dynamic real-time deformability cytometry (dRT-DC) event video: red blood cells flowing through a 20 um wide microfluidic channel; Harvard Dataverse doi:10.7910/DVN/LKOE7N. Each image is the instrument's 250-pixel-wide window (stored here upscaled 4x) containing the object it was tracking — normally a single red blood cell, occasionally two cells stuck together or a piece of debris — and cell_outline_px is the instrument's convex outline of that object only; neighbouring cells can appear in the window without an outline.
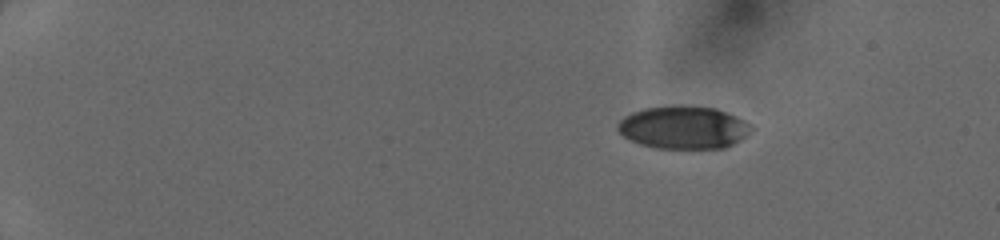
{"species": "human", "species_latin": "Homo sapiens", "temperature_condition": "cold", "stored_images_in_passage": 50, "camera_frame_rate_fps": 3000, "um_per_image_px": 0.085, "donor": {"sex": "female"}, "frame": {"image": 1, "passage_image": 9, "time_ms": 2.667, "image_size_px": [1000, 240], "cell_outline_px": [[752, 128], [740, 140], [724, 148], [652, 148], [640, 144], [624, 136], [616, 128], [616, 124], [624, 116], [632, 112], [644, 108], [680, 104], [716, 108], [736, 116], [748, 124]], "centroid_in_image_um": [58.05, 10.82], "position_along_channel_um": 27.0, "area_um2": 33.29}}
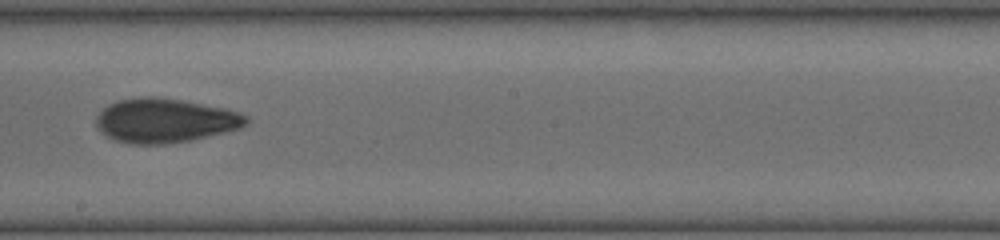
{"frame": {"image": 2, "passage_image": 32, "time_ms": 10.333, "image_size_px": [1000, 240], "cell_outline_px": [[248, 124], [240, 128], [192, 140], [164, 144], [128, 144], [116, 140], [100, 132], [96, 128], [96, 116], [108, 104], [116, 100], [140, 96], [156, 96], [180, 100], [224, 108], [248, 116]], "centroid_in_image_um": [13.98, 10.24], "position_along_channel_um": 234.2, "area_um2": 38.73}}
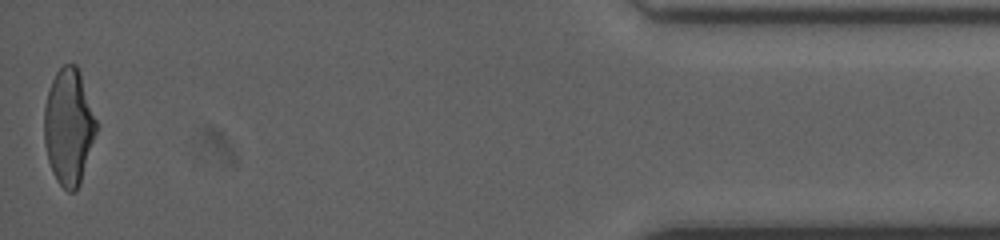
{"frame": {"image": 3, "passage_image": 50, "time_ms": 16.333, "image_size_px": [1000, 240], "cell_outline_px": [[96, 132], [80, 184], [76, 192], [68, 192], [56, 180], [52, 172], [48, 160], [44, 144], [44, 104], [52, 80], [56, 72], [64, 64], [76, 64], [80, 72], [96, 120]], "centroid_in_image_um": [5.82, 10.79], "position_along_channel_um": 429.4, "area_um2": 35.14}}